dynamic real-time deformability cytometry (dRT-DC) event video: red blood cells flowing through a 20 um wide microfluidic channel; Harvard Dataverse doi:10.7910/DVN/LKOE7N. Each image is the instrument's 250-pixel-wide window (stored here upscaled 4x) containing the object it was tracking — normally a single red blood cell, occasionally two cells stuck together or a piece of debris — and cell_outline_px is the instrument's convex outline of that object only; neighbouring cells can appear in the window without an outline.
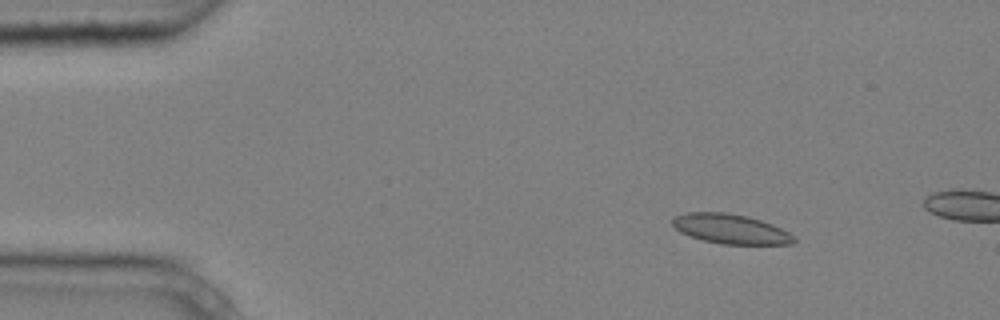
{"species": "common noctule bat (a hibernating species)", "species_latin": "Nyctalus noctula", "temperature_condition": "cold", "stored_images_in_passage": 5, "camera_frame_rate_fps": 3000, "um_per_image_px": 0.085, "animal": {"sex": "male", "body_mass_g": 20.4}, "frame": {"image": 1, "passage_image": 3, "time_ms": 0.667, "image_size_px": [1000, 320], "cell_outline_px": [[796, 240], [792, 244], [720, 244], [704, 240], [680, 232], [672, 224], [672, 216], [684, 212], [724, 212], [748, 216], [772, 224], [788, 232]], "centroid_in_image_um": [62.06, 19.45], "position_along_channel_um": 22.9, "area_um2": 20.92}}